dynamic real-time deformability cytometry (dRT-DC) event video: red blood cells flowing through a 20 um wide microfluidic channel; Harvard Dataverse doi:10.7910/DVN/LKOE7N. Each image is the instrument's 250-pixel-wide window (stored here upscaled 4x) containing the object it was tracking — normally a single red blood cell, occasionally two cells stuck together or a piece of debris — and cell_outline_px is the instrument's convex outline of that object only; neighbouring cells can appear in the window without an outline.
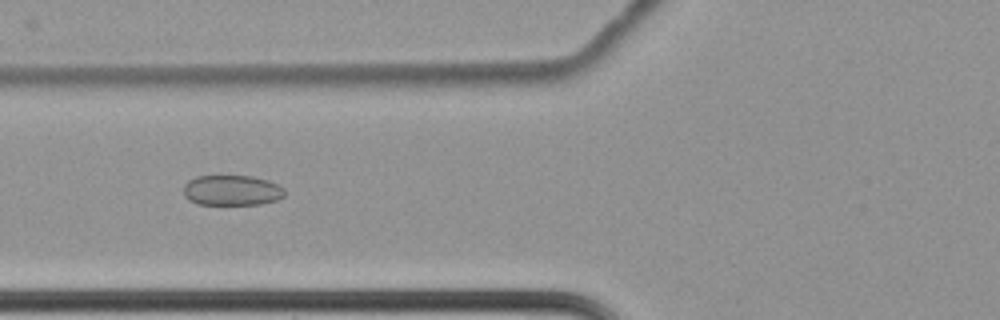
{"species": "common noctule bat (a hibernating species)", "species_latin": "Nyctalus noctula", "temperature_condition": "cold", "stored_images_in_passage": 9, "camera_frame_rate_fps": 3000, "um_per_image_px": 0.085, "animal": {"sex": "female", "body_mass_g": 22.7, "forearm_length_mm": 54.2}, "frame": {"image": 1, "passage_image": 8, "time_ms": 2.333, "image_size_px": [1000, 320], "cell_outline_px": [[284, 196], [276, 200], [260, 204], [196, 204], [188, 200], [184, 196], [184, 184], [188, 180], [196, 176], [252, 176], [268, 180], [284, 188]], "centroid_in_image_um": [19.68, 16.17], "position_along_channel_um": 106.1, "area_um2": 17.92}}
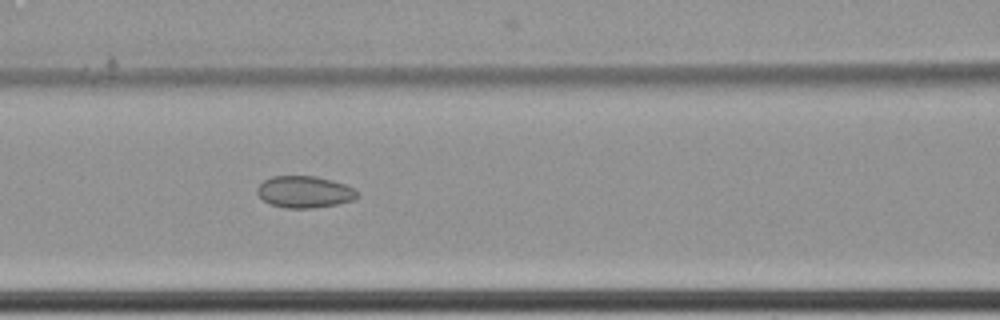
{"frame": {"image": 2, "passage_image": 9, "time_ms": 2.667, "image_size_px": [1000, 320], "cell_outline_px": [[360, 196], [352, 200], [336, 204], [312, 208], [284, 208], [272, 204], [264, 200], [256, 192], [256, 188], [264, 180], [272, 176], [316, 176], [332, 180], [344, 184], [352, 188]], "centroid_in_image_um": [25.86, 16.3], "position_along_channel_um": 140.7, "area_um2": 18.38}}